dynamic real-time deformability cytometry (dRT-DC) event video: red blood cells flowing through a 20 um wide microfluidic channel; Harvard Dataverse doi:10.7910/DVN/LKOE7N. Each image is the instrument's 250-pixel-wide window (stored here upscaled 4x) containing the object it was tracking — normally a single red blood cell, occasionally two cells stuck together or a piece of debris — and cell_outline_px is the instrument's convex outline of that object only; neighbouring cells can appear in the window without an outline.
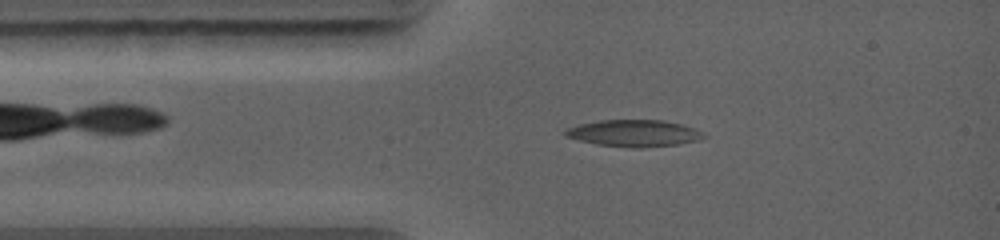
{"species": "common noctule bat (a hibernating species)", "species_latin": "Nyctalus noctula", "temperature_condition": "warm", "stored_images_in_passage": 15, "camera_frame_rate_fps": 5000, "um_per_image_px": 0.085, "animal": {"sex": "female", "body_mass_g": 19.0, "forearm_length_mm": 56.7}, "frame": {"image": 1, "passage_image": 11, "time_ms": 1.8, "image_size_px": [1000, 240], "cell_outline_px": [[708, 136], [700, 140], [680, 144], [644, 148], [632, 148], [596, 144], [564, 136], [564, 128], [580, 124], [600, 120], [664, 120], [680, 124], [692, 128]], "centroid_in_image_um": [53.88, 11.33], "position_along_channel_um": 31.1, "area_um2": 21.68}}